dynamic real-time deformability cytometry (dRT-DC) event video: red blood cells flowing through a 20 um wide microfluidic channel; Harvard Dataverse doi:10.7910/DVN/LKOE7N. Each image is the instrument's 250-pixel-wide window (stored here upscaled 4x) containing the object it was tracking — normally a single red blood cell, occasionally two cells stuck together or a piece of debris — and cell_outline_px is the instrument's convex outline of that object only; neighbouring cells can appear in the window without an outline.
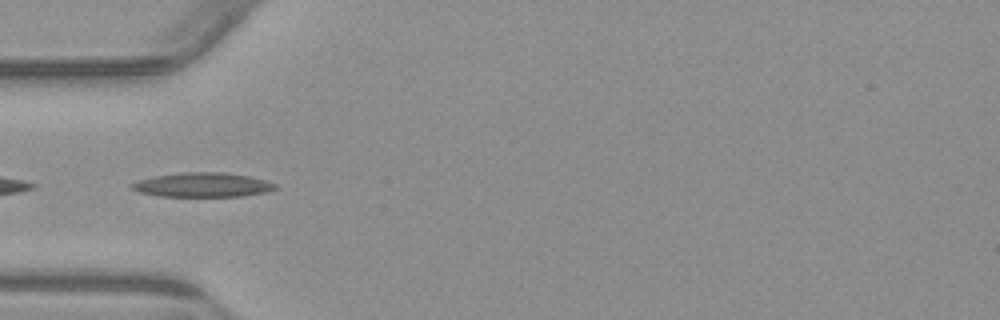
{"species": "common noctule bat (a hibernating species)", "species_latin": "Nyctalus noctula", "temperature_condition": "warm", "stored_images_in_passage": 10, "camera_frame_rate_fps": 3000, "um_per_image_px": 0.085, "animal": {"sex": "male", "body_mass_g": 23.1, "forearm_length_mm": 52.7}, "frame": {"image": 1, "passage_image": 7, "time_ms": 2.0, "image_size_px": [1000, 320], "cell_outline_px": [[276, 188], [268, 192], [244, 196], [160, 196], [140, 192], [132, 188], [132, 184], [140, 180], [156, 176], [184, 172], [224, 172], [252, 176], [276, 184]], "centroid_in_image_um": [17.3, 15.71], "position_along_channel_um": 67.7, "area_um2": 20.17}}